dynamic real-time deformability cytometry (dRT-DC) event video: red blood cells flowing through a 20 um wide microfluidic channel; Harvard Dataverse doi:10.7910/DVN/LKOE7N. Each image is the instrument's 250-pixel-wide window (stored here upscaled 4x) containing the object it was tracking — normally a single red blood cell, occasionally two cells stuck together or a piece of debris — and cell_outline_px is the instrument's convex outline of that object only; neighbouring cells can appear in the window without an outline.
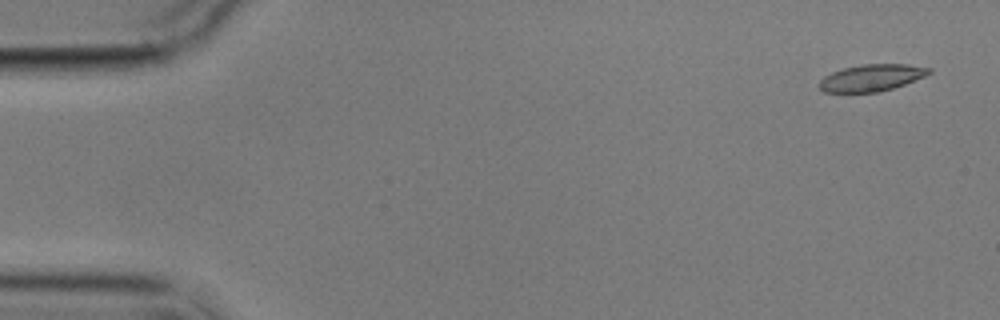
{"species": "common noctule bat (a hibernating species)", "species_latin": "Nyctalus noctula", "temperature_condition": "cold", "stored_images_in_passage": 5, "camera_frame_rate_fps": 3000, "um_per_image_px": 0.085, "animal": {"sex": "male", "body_mass_g": 17.9}, "frame": {"image": 1, "passage_image": 1, "time_ms": 0.0, "image_size_px": [1000, 320], "cell_outline_px": [[932, 72], [924, 76], [904, 84], [880, 92], [824, 92], [820, 88], [820, 80], [824, 76], [832, 72], [844, 68], [860, 64], [908, 64], [932, 68]], "centroid_in_image_um": [74.09, 6.6], "position_along_channel_um": 10.9, "area_um2": 17.05}}
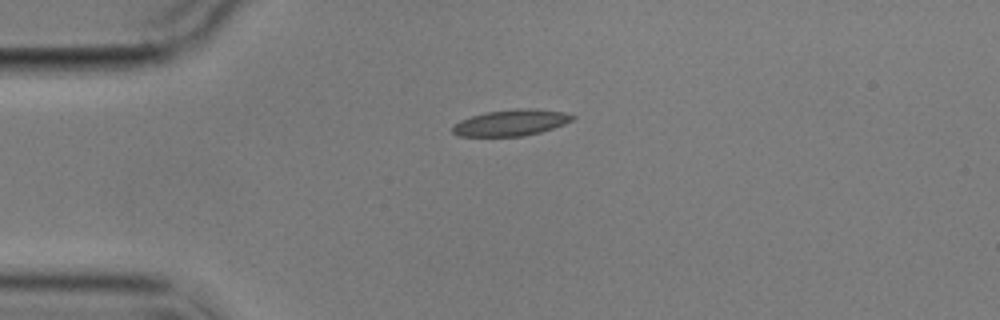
{"frame": {"image": 2, "passage_image": 4, "time_ms": 3.667, "image_size_px": [1000, 320], "cell_outline_px": [[576, 116], [572, 120], [564, 124], [540, 132], [524, 136], [460, 136], [452, 132], [452, 124], [460, 120], [484, 112], [516, 108], [532, 108], [564, 112]], "centroid_in_image_um": [43.42, 10.42], "position_along_channel_um": 41.6, "area_um2": 18.38}}